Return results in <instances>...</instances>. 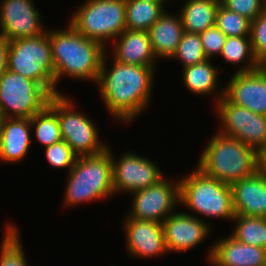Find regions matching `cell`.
Masks as SVG:
<instances>
[{"instance_id":"obj_1","label":"cell","mask_w":266,"mask_h":266,"mask_svg":"<svg viewBox=\"0 0 266 266\" xmlns=\"http://www.w3.org/2000/svg\"><path fill=\"white\" fill-rule=\"evenodd\" d=\"M106 57L105 54L97 81L100 96L113 118L129 124L150 105L156 67L114 60L109 70Z\"/></svg>"},{"instance_id":"obj_2","label":"cell","mask_w":266,"mask_h":266,"mask_svg":"<svg viewBox=\"0 0 266 266\" xmlns=\"http://www.w3.org/2000/svg\"><path fill=\"white\" fill-rule=\"evenodd\" d=\"M52 60L55 69L56 95L62 94L57 86L62 77L75 80L99 79L104 55L108 52L100 42L81 35L70 23L66 29H49Z\"/></svg>"},{"instance_id":"obj_3","label":"cell","mask_w":266,"mask_h":266,"mask_svg":"<svg viewBox=\"0 0 266 266\" xmlns=\"http://www.w3.org/2000/svg\"><path fill=\"white\" fill-rule=\"evenodd\" d=\"M196 167L206 175L231 185L259 170L258 152L237 138L217 132L203 150Z\"/></svg>"},{"instance_id":"obj_4","label":"cell","mask_w":266,"mask_h":266,"mask_svg":"<svg viewBox=\"0 0 266 266\" xmlns=\"http://www.w3.org/2000/svg\"><path fill=\"white\" fill-rule=\"evenodd\" d=\"M110 146L102 153L77 156L67 175L64 206L82 205L84 202L105 199L114 195Z\"/></svg>"},{"instance_id":"obj_5","label":"cell","mask_w":266,"mask_h":266,"mask_svg":"<svg viewBox=\"0 0 266 266\" xmlns=\"http://www.w3.org/2000/svg\"><path fill=\"white\" fill-rule=\"evenodd\" d=\"M189 173L179 179L182 207L196 213L197 218L200 214L214 220H232L235 212L230 185L206 175L197 167Z\"/></svg>"},{"instance_id":"obj_6","label":"cell","mask_w":266,"mask_h":266,"mask_svg":"<svg viewBox=\"0 0 266 266\" xmlns=\"http://www.w3.org/2000/svg\"><path fill=\"white\" fill-rule=\"evenodd\" d=\"M47 30L37 36L9 41L7 69L40 83L54 96L55 69Z\"/></svg>"},{"instance_id":"obj_7","label":"cell","mask_w":266,"mask_h":266,"mask_svg":"<svg viewBox=\"0 0 266 266\" xmlns=\"http://www.w3.org/2000/svg\"><path fill=\"white\" fill-rule=\"evenodd\" d=\"M125 16V0H85L69 22L81 35L108 48V41L126 29Z\"/></svg>"},{"instance_id":"obj_8","label":"cell","mask_w":266,"mask_h":266,"mask_svg":"<svg viewBox=\"0 0 266 266\" xmlns=\"http://www.w3.org/2000/svg\"><path fill=\"white\" fill-rule=\"evenodd\" d=\"M53 95L40 83L6 69L0 76V118H32Z\"/></svg>"},{"instance_id":"obj_9","label":"cell","mask_w":266,"mask_h":266,"mask_svg":"<svg viewBox=\"0 0 266 266\" xmlns=\"http://www.w3.org/2000/svg\"><path fill=\"white\" fill-rule=\"evenodd\" d=\"M72 100L63 95H54L49 107L57 114L62 140L77 156H90L102 153L108 145L101 142L96 123L87 115L74 110Z\"/></svg>"},{"instance_id":"obj_10","label":"cell","mask_w":266,"mask_h":266,"mask_svg":"<svg viewBox=\"0 0 266 266\" xmlns=\"http://www.w3.org/2000/svg\"><path fill=\"white\" fill-rule=\"evenodd\" d=\"M221 128L218 132L237 138L258 153L266 147V116L231 103L225 96L215 102Z\"/></svg>"},{"instance_id":"obj_11","label":"cell","mask_w":266,"mask_h":266,"mask_svg":"<svg viewBox=\"0 0 266 266\" xmlns=\"http://www.w3.org/2000/svg\"><path fill=\"white\" fill-rule=\"evenodd\" d=\"M131 195L132 207L125 217L163 223L180 205L179 179L172 183L163 177L156 184Z\"/></svg>"},{"instance_id":"obj_12","label":"cell","mask_w":266,"mask_h":266,"mask_svg":"<svg viewBox=\"0 0 266 266\" xmlns=\"http://www.w3.org/2000/svg\"><path fill=\"white\" fill-rule=\"evenodd\" d=\"M113 191L115 193L132 194L135 191L146 189L163 178V172L147 157L125 152L118 160L114 158L111 150Z\"/></svg>"},{"instance_id":"obj_13","label":"cell","mask_w":266,"mask_h":266,"mask_svg":"<svg viewBox=\"0 0 266 266\" xmlns=\"http://www.w3.org/2000/svg\"><path fill=\"white\" fill-rule=\"evenodd\" d=\"M33 0H2L0 37L7 41L29 38L46 31ZM45 29V30H44Z\"/></svg>"},{"instance_id":"obj_14","label":"cell","mask_w":266,"mask_h":266,"mask_svg":"<svg viewBox=\"0 0 266 266\" xmlns=\"http://www.w3.org/2000/svg\"><path fill=\"white\" fill-rule=\"evenodd\" d=\"M210 223L187 212H173L163 221L168 252H185L206 240L211 234ZM210 231V232H209Z\"/></svg>"},{"instance_id":"obj_15","label":"cell","mask_w":266,"mask_h":266,"mask_svg":"<svg viewBox=\"0 0 266 266\" xmlns=\"http://www.w3.org/2000/svg\"><path fill=\"white\" fill-rule=\"evenodd\" d=\"M224 96L237 106L266 116V77L259 68L249 72L235 70L225 84Z\"/></svg>"},{"instance_id":"obj_16","label":"cell","mask_w":266,"mask_h":266,"mask_svg":"<svg viewBox=\"0 0 266 266\" xmlns=\"http://www.w3.org/2000/svg\"><path fill=\"white\" fill-rule=\"evenodd\" d=\"M123 227L126 249L132 257L150 258L168 252L163 223L126 217Z\"/></svg>"},{"instance_id":"obj_17","label":"cell","mask_w":266,"mask_h":266,"mask_svg":"<svg viewBox=\"0 0 266 266\" xmlns=\"http://www.w3.org/2000/svg\"><path fill=\"white\" fill-rule=\"evenodd\" d=\"M207 254L212 266H266V249L241 243L231 235L215 242Z\"/></svg>"},{"instance_id":"obj_18","label":"cell","mask_w":266,"mask_h":266,"mask_svg":"<svg viewBox=\"0 0 266 266\" xmlns=\"http://www.w3.org/2000/svg\"><path fill=\"white\" fill-rule=\"evenodd\" d=\"M230 187L235 215L266 217V176L259 170Z\"/></svg>"},{"instance_id":"obj_19","label":"cell","mask_w":266,"mask_h":266,"mask_svg":"<svg viewBox=\"0 0 266 266\" xmlns=\"http://www.w3.org/2000/svg\"><path fill=\"white\" fill-rule=\"evenodd\" d=\"M115 41L111 45L113 60L124 64L155 67L157 59L148 31L125 29Z\"/></svg>"},{"instance_id":"obj_20","label":"cell","mask_w":266,"mask_h":266,"mask_svg":"<svg viewBox=\"0 0 266 266\" xmlns=\"http://www.w3.org/2000/svg\"><path fill=\"white\" fill-rule=\"evenodd\" d=\"M0 161L15 163L26 157L31 145L30 118H1Z\"/></svg>"},{"instance_id":"obj_21","label":"cell","mask_w":266,"mask_h":266,"mask_svg":"<svg viewBox=\"0 0 266 266\" xmlns=\"http://www.w3.org/2000/svg\"><path fill=\"white\" fill-rule=\"evenodd\" d=\"M148 33L156 59H171L184 33L180 14L175 16L165 10Z\"/></svg>"},{"instance_id":"obj_22","label":"cell","mask_w":266,"mask_h":266,"mask_svg":"<svg viewBox=\"0 0 266 266\" xmlns=\"http://www.w3.org/2000/svg\"><path fill=\"white\" fill-rule=\"evenodd\" d=\"M218 72V67H214L212 61L207 59L202 63L183 68L182 82L192 94L205 96L215 93L214 95H216V101L218 102L225 93L224 85L222 89H218Z\"/></svg>"},{"instance_id":"obj_23","label":"cell","mask_w":266,"mask_h":266,"mask_svg":"<svg viewBox=\"0 0 266 266\" xmlns=\"http://www.w3.org/2000/svg\"><path fill=\"white\" fill-rule=\"evenodd\" d=\"M219 5L213 0H187L179 11L184 31L201 33L215 26Z\"/></svg>"},{"instance_id":"obj_24","label":"cell","mask_w":266,"mask_h":266,"mask_svg":"<svg viewBox=\"0 0 266 266\" xmlns=\"http://www.w3.org/2000/svg\"><path fill=\"white\" fill-rule=\"evenodd\" d=\"M220 57H222L226 63L238 65V68L240 64L244 63V66L240 65L238 72H249L259 67V62L253 51L250 36L227 37Z\"/></svg>"},{"instance_id":"obj_25","label":"cell","mask_w":266,"mask_h":266,"mask_svg":"<svg viewBox=\"0 0 266 266\" xmlns=\"http://www.w3.org/2000/svg\"><path fill=\"white\" fill-rule=\"evenodd\" d=\"M126 29L148 31L149 28L165 12L161 4L147 0H125Z\"/></svg>"},{"instance_id":"obj_26","label":"cell","mask_w":266,"mask_h":266,"mask_svg":"<svg viewBox=\"0 0 266 266\" xmlns=\"http://www.w3.org/2000/svg\"><path fill=\"white\" fill-rule=\"evenodd\" d=\"M232 221L237 225L230 235L237 241L266 249V217L235 215Z\"/></svg>"},{"instance_id":"obj_27","label":"cell","mask_w":266,"mask_h":266,"mask_svg":"<svg viewBox=\"0 0 266 266\" xmlns=\"http://www.w3.org/2000/svg\"><path fill=\"white\" fill-rule=\"evenodd\" d=\"M30 124L34 128L36 141L44 147L62 140L57 114L49 106L36 113L30 119Z\"/></svg>"},{"instance_id":"obj_28","label":"cell","mask_w":266,"mask_h":266,"mask_svg":"<svg viewBox=\"0 0 266 266\" xmlns=\"http://www.w3.org/2000/svg\"><path fill=\"white\" fill-rule=\"evenodd\" d=\"M4 232L0 246V266H29L16 226L8 222Z\"/></svg>"},{"instance_id":"obj_29","label":"cell","mask_w":266,"mask_h":266,"mask_svg":"<svg viewBox=\"0 0 266 266\" xmlns=\"http://www.w3.org/2000/svg\"><path fill=\"white\" fill-rule=\"evenodd\" d=\"M171 59L180 60L186 68L207 60L199 33H183L176 52Z\"/></svg>"},{"instance_id":"obj_30","label":"cell","mask_w":266,"mask_h":266,"mask_svg":"<svg viewBox=\"0 0 266 266\" xmlns=\"http://www.w3.org/2000/svg\"><path fill=\"white\" fill-rule=\"evenodd\" d=\"M215 25L227 37L250 36L251 21L225 8L222 4L218 7Z\"/></svg>"},{"instance_id":"obj_31","label":"cell","mask_w":266,"mask_h":266,"mask_svg":"<svg viewBox=\"0 0 266 266\" xmlns=\"http://www.w3.org/2000/svg\"><path fill=\"white\" fill-rule=\"evenodd\" d=\"M44 150L46 160L50 164V166L59 169L67 168L68 173L74 166L77 159V155L64 140L44 147Z\"/></svg>"},{"instance_id":"obj_32","label":"cell","mask_w":266,"mask_h":266,"mask_svg":"<svg viewBox=\"0 0 266 266\" xmlns=\"http://www.w3.org/2000/svg\"><path fill=\"white\" fill-rule=\"evenodd\" d=\"M250 38L258 62L266 59V10L251 22Z\"/></svg>"},{"instance_id":"obj_33","label":"cell","mask_w":266,"mask_h":266,"mask_svg":"<svg viewBox=\"0 0 266 266\" xmlns=\"http://www.w3.org/2000/svg\"><path fill=\"white\" fill-rule=\"evenodd\" d=\"M221 4L251 22L266 10L265 0H224Z\"/></svg>"},{"instance_id":"obj_34","label":"cell","mask_w":266,"mask_h":266,"mask_svg":"<svg viewBox=\"0 0 266 266\" xmlns=\"http://www.w3.org/2000/svg\"><path fill=\"white\" fill-rule=\"evenodd\" d=\"M199 35L207 59L213 61L211 59L213 55L221 54L227 36L216 25L199 33Z\"/></svg>"},{"instance_id":"obj_35","label":"cell","mask_w":266,"mask_h":266,"mask_svg":"<svg viewBox=\"0 0 266 266\" xmlns=\"http://www.w3.org/2000/svg\"><path fill=\"white\" fill-rule=\"evenodd\" d=\"M9 48V41L0 37V76L7 69V53Z\"/></svg>"},{"instance_id":"obj_36","label":"cell","mask_w":266,"mask_h":266,"mask_svg":"<svg viewBox=\"0 0 266 266\" xmlns=\"http://www.w3.org/2000/svg\"><path fill=\"white\" fill-rule=\"evenodd\" d=\"M259 171L266 176V147L258 153Z\"/></svg>"},{"instance_id":"obj_37","label":"cell","mask_w":266,"mask_h":266,"mask_svg":"<svg viewBox=\"0 0 266 266\" xmlns=\"http://www.w3.org/2000/svg\"><path fill=\"white\" fill-rule=\"evenodd\" d=\"M260 71L265 75L266 77V59L262 60L259 62V67Z\"/></svg>"},{"instance_id":"obj_38","label":"cell","mask_w":266,"mask_h":266,"mask_svg":"<svg viewBox=\"0 0 266 266\" xmlns=\"http://www.w3.org/2000/svg\"><path fill=\"white\" fill-rule=\"evenodd\" d=\"M147 1L152 2V3L161 4L163 7H165L164 5L166 4L167 0H147Z\"/></svg>"},{"instance_id":"obj_39","label":"cell","mask_w":266,"mask_h":266,"mask_svg":"<svg viewBox=\"0 0 266 266\" xmlns=\"http://www.w3.org/2000/svg\"><path fill=\"white\" fill-rule=\"evenodd\" d=\"M1 138H2V126H1V118H0V153H1Z\"/></svg>"},{"instance_id":"obj_40","label":"cell","mask_w":266,"mask_h":266,"mask_svg":"<svg viewBox=\"0 0 266 266\" xmlns=\"http://www.w3.org/2000/svg\"><path fill=\"white\" fill-rule=\"evenodd\" d=\"M213 1H216V2H218L219 4H221L224 0H213Z\"/></svg>"}]
</instances>
